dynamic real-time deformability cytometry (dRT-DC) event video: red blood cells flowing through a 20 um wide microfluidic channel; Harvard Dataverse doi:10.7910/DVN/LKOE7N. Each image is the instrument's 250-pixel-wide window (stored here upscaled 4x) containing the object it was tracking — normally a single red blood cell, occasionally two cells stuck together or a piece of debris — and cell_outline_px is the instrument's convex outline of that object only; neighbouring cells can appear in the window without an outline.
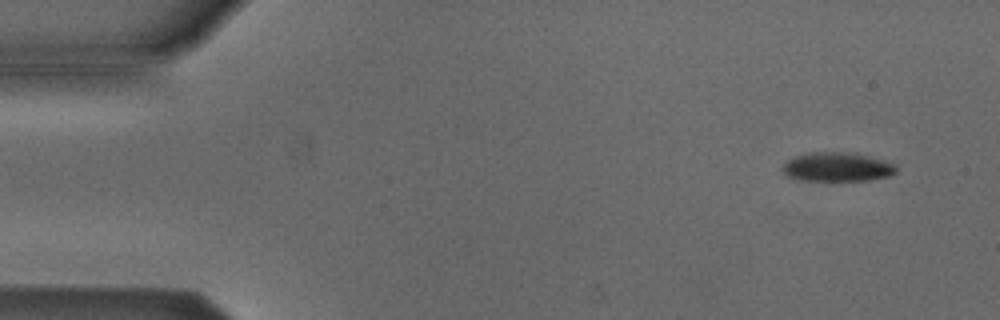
{"species": "Egyptian fruit bat (a non-hibernating species)", "species_latin": "Rousettus aegyptiacus", "temperature_condition": "cold", "stored_images_in_passage": 5, "camera_frame_rate_fps": 3000, "um_per_image_px": 0.085, "animal": {"sex": "male"}, "frame": {"image": 1, "passage_image": 1, "time_ms": 0.0, "image_size_px": [1000, 320], "cell_outline_px": [[896, 172], [892, 176], [872, 180], [832, 184], [796, 180], [784, 176], [780, 168], [788, 160], [796, 156], [812, 152], [836, 152], [864, 156], [880, 160], [892, 164], [896, 168]], "centroid_in_image_um": [71.06, 14.29], "position_along_channel_um": 13.9, "area_um2": 20.06}}